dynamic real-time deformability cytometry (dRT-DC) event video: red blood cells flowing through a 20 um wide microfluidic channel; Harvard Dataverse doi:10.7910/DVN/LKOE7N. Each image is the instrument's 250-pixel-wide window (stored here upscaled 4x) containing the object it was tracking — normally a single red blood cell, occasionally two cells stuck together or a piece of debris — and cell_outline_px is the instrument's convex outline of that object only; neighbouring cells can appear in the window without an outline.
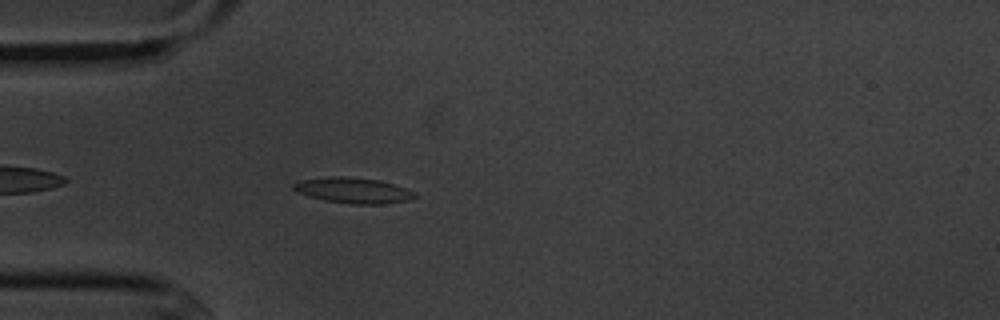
{"species": "common noctule bat (a hibernating species)", "species_latin": "Nyctalus noctula", "temperature_condition": "cold", "stored_images_in_passage": 6, "camera_frame_rate_fps": 3000, "um_per_image_px": 0.085, "animal": {"sex": "male", "body_mass_g": 20.1, "forearm_length_mm": 53.5}, "frame": {"image": 1, "passage_image": 6, "time_ms": 6.333, "image_size_px": [1000, 320], "cell_outline_px": [[416, 196], [404, 200], [380, 204], [352, 204], [324, 200], [308, 196], [296, 192], [292, 188], [292, 184], [300, 180], [332, 176], [340, 176], [380, 180], [416, 192]], "centroid_in_image_um": [29.95, 16.18], "position_along_channel_um": 55.1, "area_um2": 17.86}}